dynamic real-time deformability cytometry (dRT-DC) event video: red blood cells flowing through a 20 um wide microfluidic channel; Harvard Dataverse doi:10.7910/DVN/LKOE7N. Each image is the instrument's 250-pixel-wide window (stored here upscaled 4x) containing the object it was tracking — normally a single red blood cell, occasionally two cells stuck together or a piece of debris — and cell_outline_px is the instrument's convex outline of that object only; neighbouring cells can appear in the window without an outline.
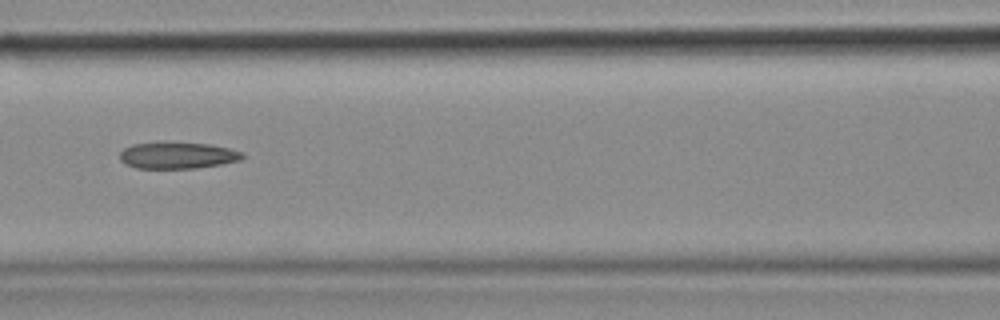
{"species": "common noctule bat (a hibernating species)", "species_latin": "Nyctalus noctula", "temperature_condition": "cold", "stored_images_in_passage": 50, "camera_frame_rate_fps": 3000, "um_per_image_px": 0.085, "animal": {"sex": "female", "body_mass_g": 18.4}, "frame": {"image": 1, "passage_image": 22, "time_ms": 7.0, "image_size_px": [1000, 320], "cell_outline_px": [[244, 156], [240, 160], [220, 164], [196, 168], [136, 168], [120, 160], [120, 152], [124, 148], [132, 144], [208, 144], [228, 148], [244, 152]], "centroid_in_image_um": [15.11, 13.23], "position_along_channel_um": 151.5, "area_um2": 18.26}}